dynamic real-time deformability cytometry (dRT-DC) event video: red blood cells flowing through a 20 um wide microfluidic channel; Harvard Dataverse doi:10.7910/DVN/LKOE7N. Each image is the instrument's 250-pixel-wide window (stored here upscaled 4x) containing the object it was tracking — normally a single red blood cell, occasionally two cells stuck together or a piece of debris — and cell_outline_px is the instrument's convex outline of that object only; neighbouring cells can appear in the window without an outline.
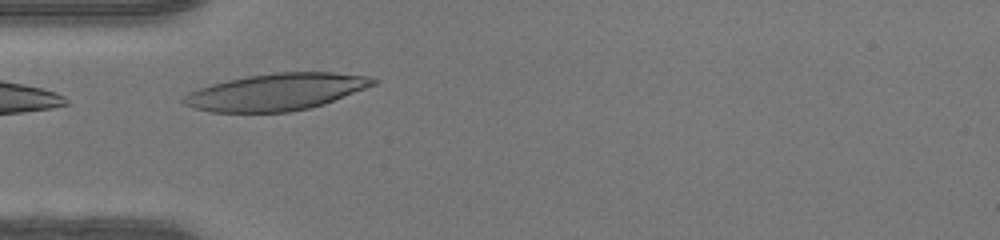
{"species": "human", "species_latin": "Homo sapiens", "temperature_condition": "warm", "stored_images_in_passage": 26, "camera_frame_rate_fps": 3000, "um_per_image_px": 0.085, "donor": {"sex": "female"}, "frame": {"image": 1, "passage_image": 2, "time_ms": 0.333, "image_size_px": [1000, 240], "cell_outline_px": [[380, 80], [376, 84], [324, 104], [292, 112], [212, 112], [196, 108], [184, 104], [180, 100], [188, 92], [212, 84], [228, 80], [248, 76], [276, 72], [332, 72], [368, 76]], "centroid_in_image_um": [23.5, 7.81], "position_along_channel_um": 61.5, "area_um2": 40.58}}
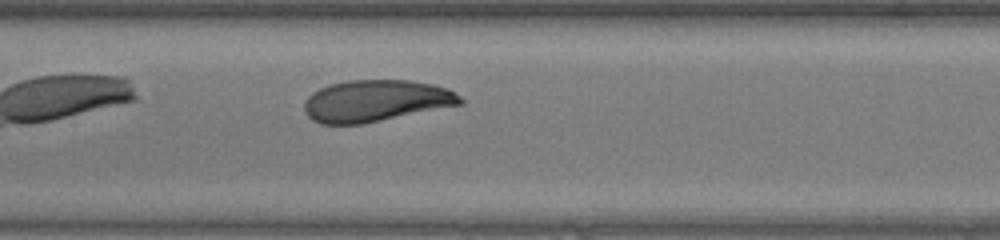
{"frame": {"image": 2, "passage_image": 10, "time_ms": 3.0, "image_size_px": [1000, 240], "cell_outline_px": [[464, 104], [364, 124], [320, 124], [312, 120], [304, 112], [304, 104], [308, 96], [312, 92], [320, 88], [332, 84], [348, 80], [408, 80], [436, 84], [448, 88], [460, 96], [464, 100]], "centroid_in_image_um": [31.97, 8.58], "position_along_channel_um": 175.4, "area_um2": 38.26}}
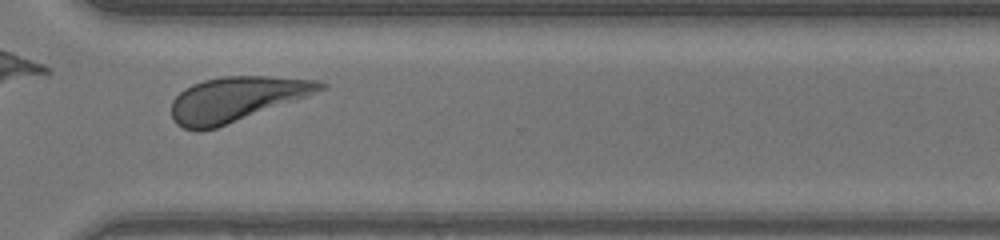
{"frame": {"image": 3, "passage_image": 22, "time_ms": 7.0, "image_size_px": [1000, 240], "cell_outline_px": [[328, 84], [324, 88], [308, 96], [216, 128], [200, 132], [196, 132], [184, 128], [176, 124], [172, 120], [172, 100], [184, 88], [192, 84], [204, 80], [224, 76], [268, 76], [320, 80]], "centroid_in_image_um": [20.06, 8.43], "position_along_channel_um": 350.5, "area_um2": 38.78}, "authors_computed_cell_mechanics": {"area_um2": 38.2636, "velocity_mm_per_s": 4.366, "shape_relaxation_time_tau1_ms": 2.8532, "shape_relaxation_time_tau2_ms": null, "deformation_change_tau1": 0.1596, "deformation_change_tau2": null}}